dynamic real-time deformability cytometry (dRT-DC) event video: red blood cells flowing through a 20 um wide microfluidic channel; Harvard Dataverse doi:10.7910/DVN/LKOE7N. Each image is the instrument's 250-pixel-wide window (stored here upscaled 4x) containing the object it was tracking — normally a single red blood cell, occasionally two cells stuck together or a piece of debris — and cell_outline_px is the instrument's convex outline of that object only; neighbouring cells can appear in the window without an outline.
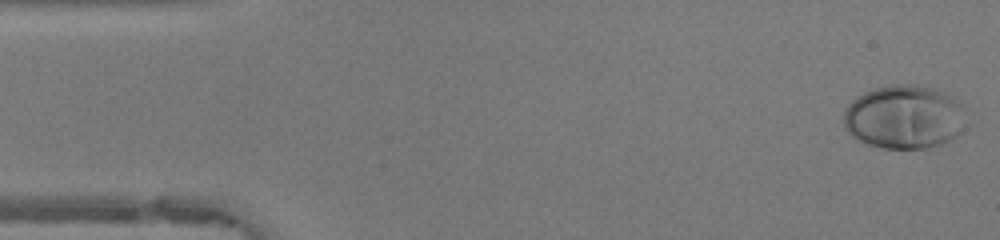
{"species": "human", "species_latin": "Homo sapiens", "temperature_condition": "warm", "stored_images_in_passage": 48, "camera_frame_rate_fps": 3000, "um_per_image_px": 0.085, "donor": {"sex": "female"}, "frame": {"image": 1, "passage_image": 1, "time_ms": 0.0, "image_size_px": [1000, 240], "cell_outline_px": [[964, 128], [956, 136], [940, 144], [924, 148], [884, 148], [868, 144], [856, 140], [844, 128], [844, 112], [848, 104], [852, 100], [864, 92], [876, 88], [892, 84], [908, 84], [932, 88], [952, 96], [964, 104]], "centroid_in_image_um": [76.85, 9.94], "position_along_channel_um": 8.1, "area_um2": 45.55}}
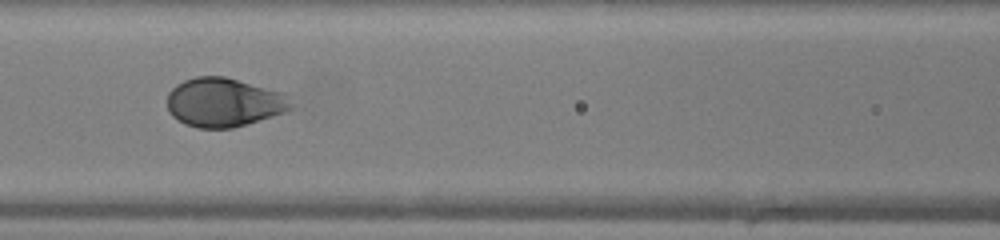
{"frame": {"image": 2, "passage_image": 20, "time_ms": 6.333, "image_size_px": [1000, 240], "cell_outline_px": [[292, 108], [284, 112], [272, 116], [232, 128], [196, 128], [184, 124], [172, 116], [168, 112], [168, 92], [176, 84], [184, 80], [196, 76], [224, 76], [284, 92], [288, 96], [292, 104]], "centroid_in_image_um": [19.01, 8.69], "position_along_channel_um": 147.6, "area_um2": 35.43}}
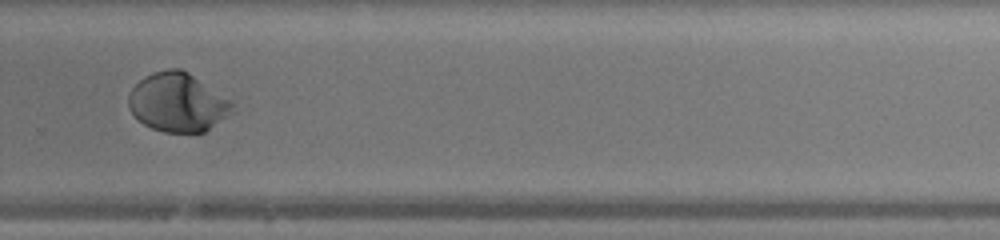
{"frame": {"image": 3, "passage_image": 32, "time_ms": 10.333, "image_size_px": [1000, 240], "cell_outline_px": [[236, 112], [204, 132], [164, 132], [152, 128], [144, 124], [128, 108], [128, 92], [144, 76], [152, 72], [168, 68], [180, 68], [188, 72], [232, 100], [236, 104]], "centroid_in_image_um": [15.15, 8.7], "position_along_channel_um": 314.6, "area_um2": 36.01}, "authors_computed_cell_mechanics": {"area_um2": 36.0961, "velocity_mm_per_s": 4.1915, "shape_relaxation_time_tau1_ms": 3.4223, "shape_relaxation_time_tau2_ms": null, "deformation_change_tau1": 0.1837, "deformation_change_tau2": null}}